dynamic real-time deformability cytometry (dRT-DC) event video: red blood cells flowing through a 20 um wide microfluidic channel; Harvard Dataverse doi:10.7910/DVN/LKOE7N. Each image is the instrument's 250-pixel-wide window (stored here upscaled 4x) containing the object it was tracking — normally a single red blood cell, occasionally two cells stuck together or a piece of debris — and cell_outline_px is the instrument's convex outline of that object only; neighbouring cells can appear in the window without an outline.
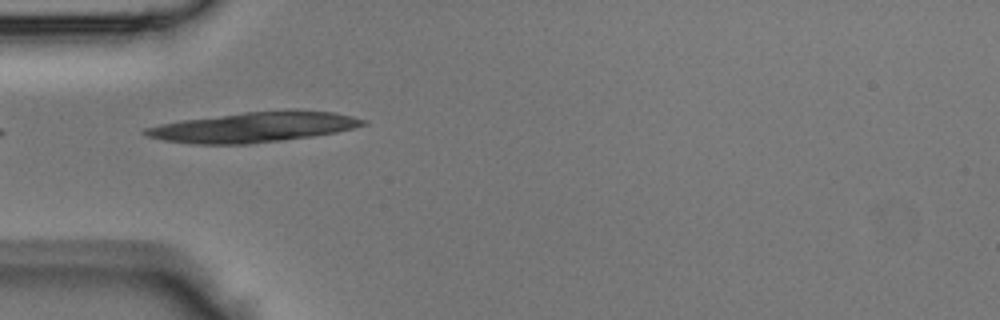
{"species": "Egyptian fruit bat (a non-hibernating species)", "species_latin": "Rousettus aegyptiacus", "temperature_condition": "room temperature", "stored_images_in_passage": 4, "camera_frame_rate_fps": 3000, "um_per_image_px": 0.085, "animal": {"sex": "male"}, "frame": {"image": 1, "passage_image": 1, "time_ms": 0.0, "image_size_px": [1000, 320], "cell_outline_px": [[368, 124], [336, 132], [312, 136], [248, 144], [192, 144], [164, 140], [148, 136], [140, 132], [144, 128], [184, 120], [244, 112], [332, 112], [352, 116], [368, 120]], "centroid_in_image_um": [21.52, 10.83], "position_along_channel_um": 63.5, "area_um2": 37.05}}